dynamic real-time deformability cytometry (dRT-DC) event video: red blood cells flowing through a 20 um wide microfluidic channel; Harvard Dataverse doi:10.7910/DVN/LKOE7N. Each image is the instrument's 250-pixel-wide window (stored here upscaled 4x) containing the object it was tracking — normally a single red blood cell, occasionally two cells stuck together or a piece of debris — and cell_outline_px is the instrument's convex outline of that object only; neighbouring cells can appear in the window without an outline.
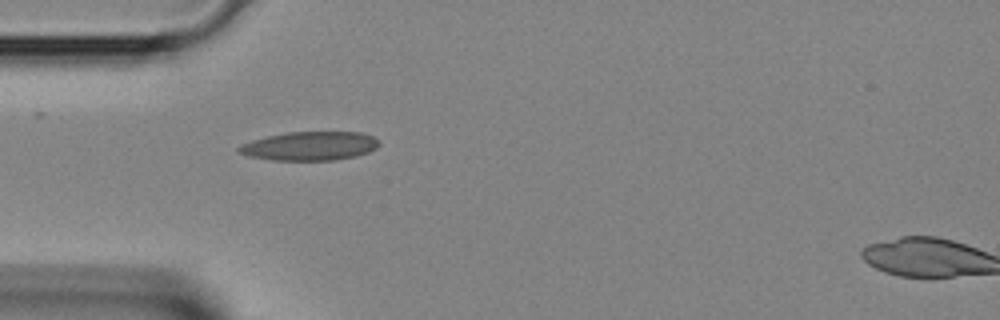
{"species": "Egyptian fruit bat (a non-hibernating species)", "species_latin": "Rousettus aegyptiacus", "temperature_condition": "room temperature", "stored_images_in_passage": 2, "camera_frame_rate_fps": 3000, "um_per_image_px": 0.085, "animal": {"sex": "female"}, "frame": {"image": 1, "passage_image": 1, "time_ms": 0.0, "image_size_px": [1000, 320], "cell_outline_px": [[380, 144], [376, 148], [368, 152], [356, 156], [336, 160], [272, 160], [248, 156], [236, 152], [236, 148], [240, 144], [252, 140], [268, 136], [288, 132], [360, 132], [372, 136], [380, 140]], "centroid_in_image_um": [26.32, 12.41], "position_along_channel_um": 58.7, "area_um2": 23.7}}